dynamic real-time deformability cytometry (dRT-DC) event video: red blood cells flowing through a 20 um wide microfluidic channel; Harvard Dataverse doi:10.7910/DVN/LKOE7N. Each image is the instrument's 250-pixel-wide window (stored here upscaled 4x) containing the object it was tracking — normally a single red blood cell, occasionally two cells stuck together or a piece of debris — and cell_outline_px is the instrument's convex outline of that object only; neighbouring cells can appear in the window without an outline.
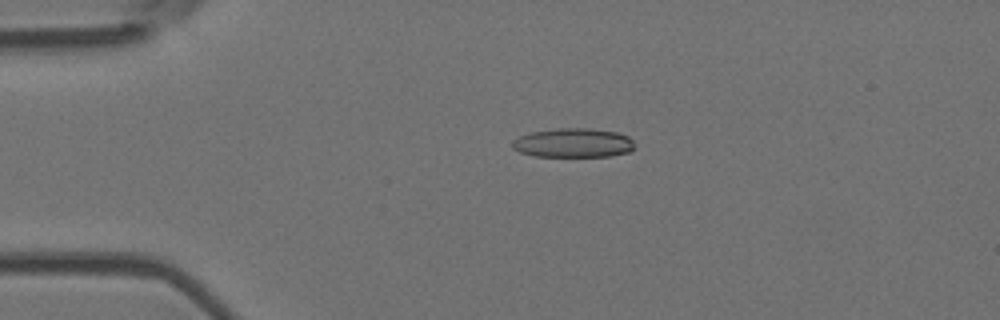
{"species": "Egyptian fruit bat (a non-hibernating species)", "species_latin": "Rousettus aegyptiacus", "temperature_condition": "room temperature", "stored_images_in_passage": 54, "camera_frame_rate_fps": 3000, "um_per_image_px": 0.085, "animal": {"sex": "female"}, "frame": {"image": 1, "passage_image": 12, "time_ms": 3.667, "image_size_px": [1000, 320], "cell_outline_px": [[636, 148], [628, 152], [612, 156], [532, 156], [520, 152], [512, 148], [512, 140], [520, 136], [532, 132], [560, 128], [588, 128], [616, 132], [628, 136], [632, 140]], "centroid_in_image_um": [48.74, 12.15], "position_along_channel_um": 36.3, "area_um2": 20.81}}
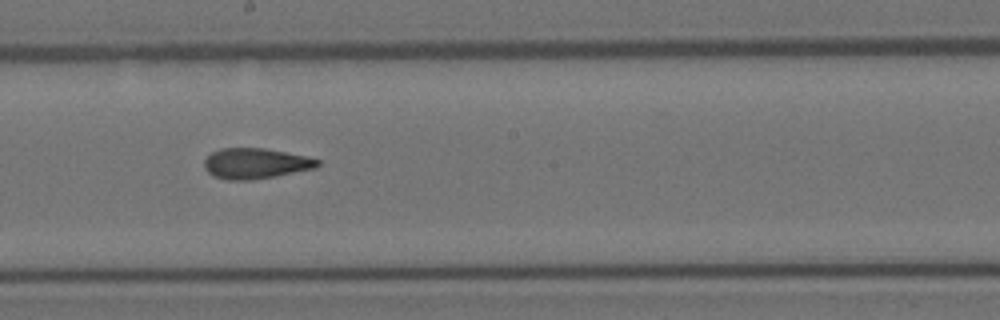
{"frame": {"image": 2, "passage_image": 30, "time_ms": 9.667, "image_size_px": [1000, 320], "cell_outline_px": [[320, 164], [316, 168], [276, 176], [252, 180], [224, 180], [212, 176], [204, 168], [204, 160], [212, 152], [220, 148], [264, 148], [308, 156], [320, 160]], "centroid_in_image_um": [21.72, 13.9], "position_along_channel_um": 226.5, "area_um2": 20.4}}
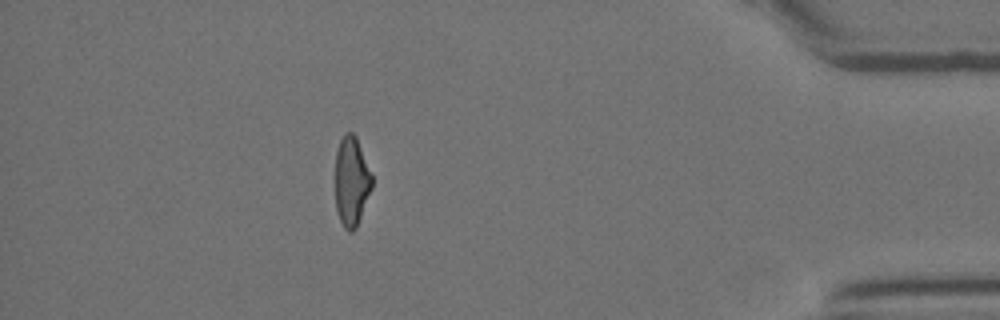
{"frame": {"image": 3, "passage_image": 48, "time_ms": 15.667, "image_size_px": [1000, 320], "cell_outline_px": [[372, 188], [356, 228], [352, 232], [348, 232], [344, 228], [340, 220], [336, 208], [336, 152], [340, 140], [344, 132], [352, 132], [356, 136], [372, 176]], "centroid_in_image_um": [29.88, 15.42], "position_along_channel_um": 405.3, "area_um2": 19.02}, "authors_computed_cell_mechanics": {"area_um2": 20.2589, "velocity_mm_per_s": 3.7769, "shape_relaxation_time_tau1_ms": null, "shape_relaxation_time_tau2_ms": 3.0088, "deformation_change_tau1": null, "deformation_change_tau2": 0.1335}}